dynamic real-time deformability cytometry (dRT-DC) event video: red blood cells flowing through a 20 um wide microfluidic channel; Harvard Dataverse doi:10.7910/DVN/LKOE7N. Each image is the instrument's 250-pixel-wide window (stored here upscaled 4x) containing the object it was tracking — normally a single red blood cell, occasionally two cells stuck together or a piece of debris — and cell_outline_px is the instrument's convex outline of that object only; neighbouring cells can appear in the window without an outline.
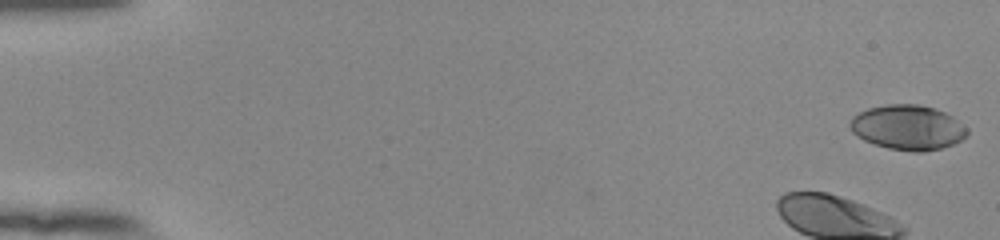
{"species": "human", "species_latin": "Homo sapiens", "temperature_condition": "room temperature", "stored_images_in_passage": 41, "camera_frame_rate_fps": 3000, "um_per_image_px": 0.085, "donor": {"sex": "female"}, "frame": {"image": 1, "passage_image": 1, "time_ms": 0.0, "image_size_px": [1000, 240], "cell_outline_px": [[968, 136], [952, 144], [940, 148], [924, 152], [912, 152], [888, 148], [864, 140], [856, 136], [852, 132], [848, 124], [852, 116], [868, 108], [888, 104], [920, 104], [936, 108], [952, 116], [968, 128]], "centroid_in_image_um": [77.16, 10.83], "position_along_channel_um": 7.8, "area_um2": 30.81}}
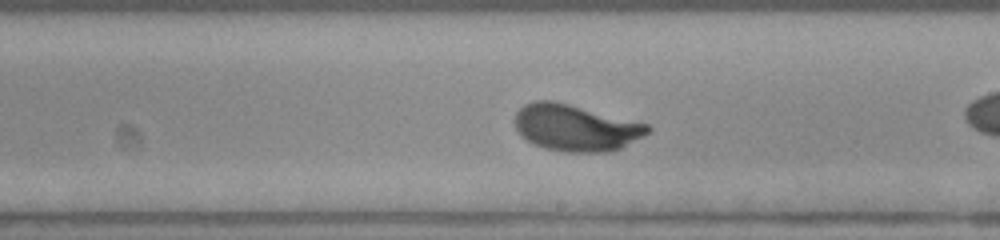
{"frame": {"image": 2, "passage_image": 30, "time_ms": 9.667, "image_size_px": [1000, 240], "cell_outline_px": [[652, 128], [648, 132], [620, 148], [608, 152], [564, 152], [544, 148], [532, 144], [520, 136], [512, 120], [516, 112], [524, 104], [532, 100], [552, 100], [648, 124]], "centroid_in_image_um": [48.84, 10.86], "position_along_channel_um": 240.2, "area_um2": 36.01}}
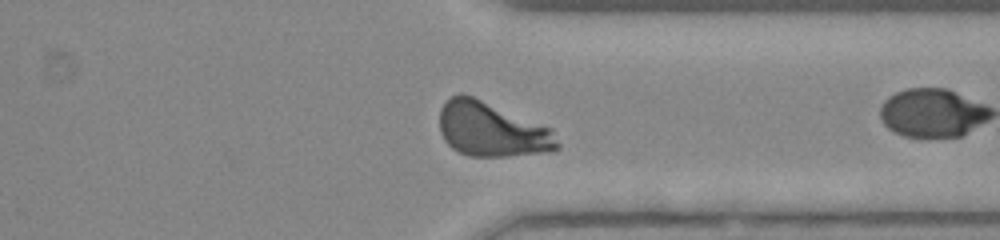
{"frame": {"image": 3, "passage_image": 40, "time_ms": 13.0, "image_size_px": [1000, 240], "cell_outline_px": [[560, 148], [552, 152], [504, 156], [468, 156], [452, 148], [444, 140], [440, 132], [440, 108], [452, 96], [460, 92], [472, 96], [552, 128], [560, 144]], "centroid_in_image_um": [41.82, 11.02], "position_along_channel_um": 369.6, "area_um2": 37.45}}